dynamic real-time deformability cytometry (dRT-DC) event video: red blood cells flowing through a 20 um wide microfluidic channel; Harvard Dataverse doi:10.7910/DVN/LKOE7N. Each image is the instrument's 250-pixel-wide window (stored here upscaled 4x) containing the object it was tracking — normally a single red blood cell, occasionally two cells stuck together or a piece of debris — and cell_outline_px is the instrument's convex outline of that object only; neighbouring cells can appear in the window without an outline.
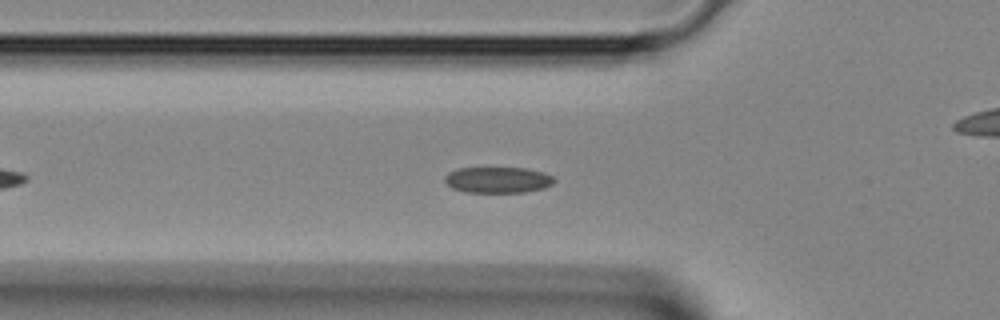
{"species": "Egyptian fruit bat (a non-hibernating species)", "species_latin": "Rousettus aegyptiacus", "temperature_condition": "room temperature", "stored_images_in_passage": 36, "camera_frame_rate_fps": 3000, "um_per_image_px": 0.085, "animal": {"sex": "female"}, "frame": {"image": 1, "passage_image": 8, "time_ms": 2.333, "image_size_px": [1000, 320], "cell_outline_px": [[556, 180], [552, 184], [544, 188], [524, 192], [464, 192], [452, 188], [444, 180], [444, 176], [448, 172], [456, 168], [524, 168], [544, 172], [552, 176]], "centroid_in_image_um": [42.3, 15.29], "position_along_channel_um": 83.5, "area_um2": 16.65}}
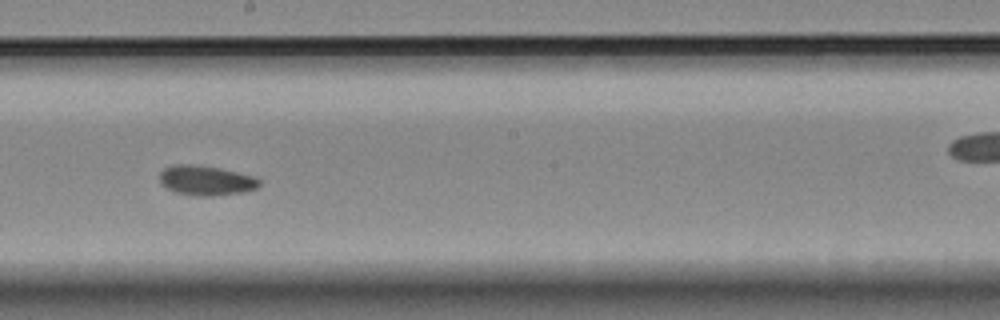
{"frame": {"image": 2, "passage_image": 17, "time_ms": 5.333, "image_size_px": [1000, 320], "cell_outline_px": [[260, 184], [256, 188], [244, 192], [212, 196], [200, 196], [176, 192], [160, 184], [160, 172], [164, 168], [172, 164], [192, 164], [220, 168], [256, 176], [260, 180]], "centroid_in_image_um": [17.52, 15.33], "position_along_channel_um": 230.7, "area_um2": 17.4}}
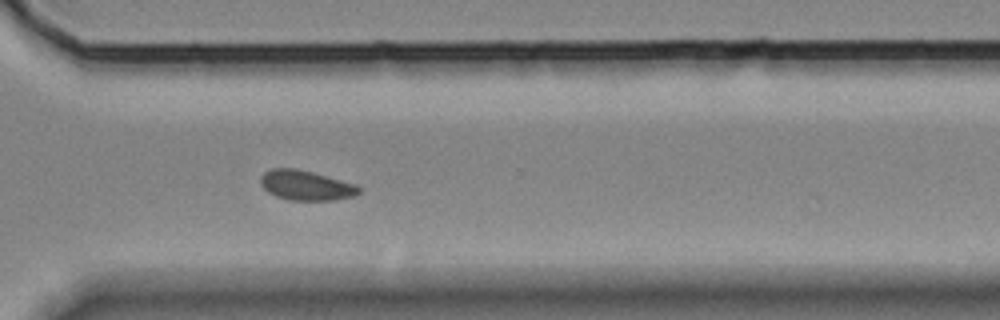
{"frame": {"image": 3, "passage_image": 24, "time_ms": 7.667, "image_size_px": [1000, 320], "cell_outline_px": [[360, 192], [352, 196], [336, 200], [288, 200], [276, 196], [268, 192], [260, 184], [260, 176], [264, 172], [272, 168], [296, 168], [360, 184]], "centroid_in_image_um": [26.02, 15.75], "position_along_channel_um": 344.6, "area_um2": 17.34}}